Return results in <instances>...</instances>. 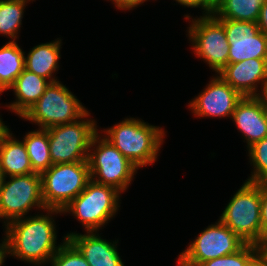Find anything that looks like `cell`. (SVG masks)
<instances>
[{"label": "cell", "instance_id": "cell-12", "mask_svg": "<svg viewBox=\"0 0 267 266\" xmlns=\"http://www.w3.org/2000/svg\"><path fill=\"white\" fill-rule=\"evenodd\" d=\"M229 43L228 64L246 59H267V36L257 22L217 19Z\"/></svg>", "mask_w": 267, "mask_h": 266}, {"label": "cell", "instance_id": "cell-29", "mask_svg": "<svg viewBox=\"0 0 267 266\" xmlns=\"http://www.w3.org/2000/svg\"><path fill=\"white\" fill-rule=\"evenodd\" d=\"M109 1V0H108ZM111 3L114 4V7H116L119 10H132L138 7L139 5H142L147 0H110Z\"/></svg>", "mask_w": 267, "mask_h": 266}, {"label": "cell", "instance_id": "cell-10", "mask_svg": "<svg viewBox=\"0 0 267 266\" xmlns=\"http://www.w3.org/2000/svg\"><path fill=\"white\" fill-rule=\"evenodd\" d=\"M3 178L0 189V220L4 226L26 217L33 208L47 209L42 198L41 176L38 173Z\"/></svg>", "mask_w": 267, "mask_h": 266}, {"label": "cell", "instance_id": "cell-32", "mask_svg": "<svg viewBox=\"0 0 267 266\" xmlns=\"http://www.w3.org/2000/svg\"><path fill=\"white\" fill-rule=\"evenodd\" d=\"M2 243H0V266L4 265L5 259H7V244L5 241V238L3 237V240H1Z\"/></svg>", "mask_w": 267, "mask_h": 266}, {"label": "cell", "instance_id": "cell-23", "mask_svg": "<svg viewBox=\"0 0 267 266\" xmlns=\"http://www.w3.org/2000/svg\"><path fill=\"white\" fill-rule=\"evenodd\" d=\"M29 0L0 1V35L18 41L22 19Z\"/></svg>", "mask_w": 267, "mask_h": 266}, {"label": "cell", "instance_id": "cell-5", "mask_svg": "<svg viewBox=\"0 0 267 266\" xmlns=\"http://www.w3.org/2000/svg\"><path fill=\"white\" fill-rule=\"evenodd\" d=\"M89 110L61 81L50 82L44 94L21 117L40 129L72 123Z\"/></svg>", "mask_w": 267, "mask_h": 266}, {"label": "cell", "instance_id": "cell-26", "mask_svg": "<svg viewBox=\"0 0 267 266\" xmlns=\"http://www.w3.org/2000/svg\"><path fill=\"white\" fill-rule=\"evenodd\" d=\"M51 266H89L80 251L67 239L51 258Z\"/></svg>", "mask_w": 267, "mask_h": 266}, {"label": "cell", "instance_id": "cell-14", "mask_svg": "<svg viewBox=\"0 0 267 266\" xmlns=\"http://www.w3.org/2000/svg\"><path fill=\"white\" fill-rule=\"evenodd\" d=\"M218 75L243 97L263 96L267 91V59L230 63Z\"/></svg>", "mask_w": 267, "mask_h": 266}, {"label": "cell", "instance_id": "cell-27", "mask_svg": "<svg viewBox=\"0 0 267 266\" xmlns=\"http://www.w3.org/2000/svg\"><path fill=\"white\" fill-rule=\"evenodd\" d=\"M261 245L267 241V181L260 182Z\"/></svg>", "mask_w": 267, "mask_h": 266}, {"label": "cell", "instance_id": "cell-37", "mask_svg": "<svg viewBox=\"0 0 267 266\" xmlns=\"http://www.w3.org/2000/svg\"><path fill=\"white\" fill-rule=\"evenodd\" d=\"M3 174H2V172L0 171V189H1V184H2V181H3Z\"/></svg>", "mask_w": 267, "mask_h": 266}, {"label": "cell", "instance_id": "cell-34", "mask_svg": "<svg viewBox=\"0 0 267 266\" xmlns=\"http://www.w3.org/2000/svg\"><path fill=\"white\" fill-rule=\"evenodd\" d=\"M213 8H215L217 6V4L221 1V0H206Z\"/></svg>", "mask_w": 267, "mask_h": 266}, {"label": "cell", "instance_id": "cell-25", "mask_svg": "<svg viewBox=\"0 0 267 266\" xmlns=\"http://www.w3.org/2000/svg\"><path fill=\"white\" fill-rule=\"evenodd\" d=\"M260 252V246L245 243L235 253L203 262L199 266H248Z\"/></svg>", "mask_w": 267, "mask_h": 266}, {"label": "cell", "instance_id": "cell-20", "mask_svg": "<svg viewBox=\"0 0 267 266\" xmlns=\"http://www.w3.org/2000/svg\"><path fill=\"white\" fill-rule=\"evenodd\" d=\"M25 52L16 41L6 42L0 48V94L8 90L25 69Z\"/></svg>", "mask_w": 267, "mask_h": 266}, {"label": "cell", "instance_id": "cell-16", "mask_svg": "<svg viewBox=\"0 0 267 266\" xmlns=\"http://www.w3.org/2000/svg\"><path fill=\"white\" fill-rule=\"evenodd\" d=\"M99 231L68 232L66 237L84 256L89 266H125L117 249V241L101 238Z\"/></svg>", "mask_w": 267, "mask_h": 266}, {"label": "cell", "instance_id": "cell-22", "mask_svg": "<svg viewBox=\"0 0 267 266\" xmlns=\"http://www.w3.org/2000/svg\"><path fill=\"white\" fill-rule=\"evenodd\" d=\"M32 169L35 173L41 174L52 164L47 129L37 128L34 131L26 132L23 137Z\"/></svg>", "mask_w": 267, "mask_h": 266}, {"label": "cell", "instance_id": "cell-33", "mask_svg": "<svg viewBox=\"0 0 267 266\" xmlns=\"http://www.w3.org/2000/svg\"><path fill=\"white\" fill-rule=\"evenodd\" d=\"M261 253L267 258V241L260 246Z\"/></svg>", "mask_w": 267, "mask_h": 266}, {"label": "cell", "instance_id": "cell-8", "mask_svg": "<svg viewBox=\"0 0 267 266\" xmlns=\"http://www.w3.org/2000/svg\"><path fill=\"white\" fill-rule=\"evenodd\" d=\"M46 208L63 210L91 180L88 161L51 165L40 174Z\"/></svg>", "mask_w": 267, "mask_h": 266}, {"label": "cell", "instance_id": "cell-21", "mask_svg": "<svg viewBox=\"0 0 267 266\" xmlns=\"http://www.w3.org/2000/svg\"><path fill=\"white\" fill-rule=\"evenodd\" d=\"M265 0H221L213 9L216 19L258 22Z\"/></svg>", "mask_w": 267, "mask_h": 266}, {"label": "cell", "instance_id": "cell-4", "mask_svg": "<svg viewBox=\"0 0 267 266\" xmlns=\"http://www.w3.org/2000/svg\"><path fill=\"white\" fill-rule=\"evenodd\" d=\"M219 220L244 243L261 246L260 182H245L231 197Z\"/></svg>", "mask_w": 267, "mask_h": 266}, {"label": "cell", "instance_id": "cell-11", "mask_svg": "<svg viewBox=\"0 0 267 266\" xmlns=\"http://www.w3.org/2000/svg\"><path fill=\"white\" fill-rule=\"evenodd\" d=\"M245 243L219 219L209 225L178 254L177 266L201 263L238 251Z\"/></svg>", "mask_w": 267, "mask_h": 266}, {"label": "cell", "instance_id": "cell-31", "mask_svg": "<svg viewBox=\"0 0 267 266\" xmlns=\"http://www.w3.org/2000/svg\"><path fill=\"white\" fill-rule=\"evenodd\" d=\"M248 266H267V258L260 252Z\"/></svg>", "mask_w": 267, "mask_h": 266}, {"label": "cell", "instance_id": "cell-3", "mask_svg": "<svg viewBox=\"0 0 267 266\" xmlns=\"http://www.w3.org/2000/svg\"><path fill=\"white\" fill-rule=\"evenodd\" d=\"M120 197L121 193L114 187L96 183L91 179L86 188L62 211L64 215L72 214L71 216L84 227L85 232L99 231L118 213Z\"/></svg>", "mask_w": 267, "mask_h": 266}, {"label": "cell", "instance_id": "cell-13", "mask_svg": "<svg viewBox=\"0 0 267 266\" xmlns=\"http://www.w3.org/2000/svg\"><path fill=\"white\" fill-rule=\"evenodd\" d=\"M213 76L206 87L187 106L198 118H231L237 103L243 96L218 74Z\"/></svg>", "mask_w": 267, "mask_h": 266}, {"label": "cell", "instance_id": "cell-28", "mask_svg": "<svg viewBox=\"0 0 267 266\" xmlns=\"http://www.w3.org/2000/svg\"><path fill=\"white\" fill-rule=\"evenodd\" d=\"M179 5L190 8H200L202 14H211L213 7L206 0H174Z\"/></svg>", "mask_w": 267, "mask_h": 266}, {"label": "cell", "instance_id": "cell-9", "mask_svg": "<svg viewBox=\"0 0 267 266\" xmlns=\"http://www.w3.org/2000/svg\"><path fill=\"white\" fill-rule=\"evenodd\" d=\"M192 17L190 14L184 17L191 19L186 35L192 51L218 74L228 64L229 43L224 26L212 14Z\"/></svg>", "mask_w": 267, "mask_h": 266}, {"label": "cell", "instance_id": "cell-2", "mask_svg": "<svg viewBox=\"0 0 267 266\" xmlns=\"http://www.w3.org/2000/svg\"><path fill=\"white\" fill-rule=\"evenodd\" d=\"M100 131L138 169L157 161L166 136L162 127L133 117Z\"/></svg>", "mask_w": 267, "mask_h": 266}, {"label": "cell", "instance_id": "cell-30", "mask_svg": "<svg viewBox=\"0 0 267 266\" xmlns=\"http://www.w3.org/2000/svg\"><path fill=\"white\" fill-rule=\"evenodd\" d=\"M257 23L260 31H262L267 36V0H265L264 4L262 5L259 20Z\"/></svg>", "mask_w": 267, "mask_h": 266}, {"label": "cell", "instance_id": "cell-35", "mask_svg": "<svg viewBox=\"0 0 267 266\" xmlns=\"http://www.w3.org/2000/svg\"><path fill=\"white\" fill-rule=\"evenodd\" d=\"M2 116L0 115V134L2 133V131L7 127V125H5L4 121L1 118Z\"/></svg>", "mask_w": 267, "mask_h": 266}, {"label": "cell", "instance_id": "cell-7", "mask_svg": "<svg viewBox=\"0 0 267 266\" xmlns=\"http://www.w3.org/2000/svg\"><path fill=\"white\" fill-rule=\"evenodd\" d=\"M88 111L72 123L47 128L52 164L87 161L93 137L98 133L97 122Z\"/></svg>", "mask_w": 267, "mask_h": 266}, {"label": "cell", "instance_id": "cell-24", "mask_svg": "<svg viewBox=\"0 0 267 266\" xmlns=\"http://www.w3.org/2000/svg\"><path fill=\"white\" fill-rule=\"evenodd\" d=\"M247 151L253 171L246 181L253 183L267 181V136L254 143Z\"/></svg>", "mask_w": 267, "mask_h": 266}, {"label": "cell", "instance_id": "cell-36", "mask_svg": "<svg viewBox=\"0 0 267 266\" xmlns=\"http://www.w3.org/2000/svg\"><path fill=\"white\" fill-rule=\"evenodd\" d=\"M263 98L265 100L266 108H267V91L264 93Z\"/></svg>", "mask_w": 267, "mask_h": 266}, {"label": "cell", "instance_id": "cell-1", "mask_svg": "<svg viewBox=\"0 0 267 266\" xmlns=\"http://www.w3.org/2000/svg\"><path fill=\"white\" fill-rule=\"evenodd\" d=\"M44 211L46 213L35 214V216L30 214L3 226L7 255L32 266L49 265L51 258L67 238L63 236V242L57 244L56 224L53 217L58 213L62 215L63 211L49 208Z\"/></svg>", "mask_w": 267, "mask_h": 266}, {"label": "cell", "instance_id": "cell-15", "mask_svg": "<svg viewBox=\"0 0 267 266\" xmlns=\"http://www.w3.org/2000/svg\"><path fill=\"white\" fill-rule=\"evenodd\" d=\"M242 134L247 149L267 136V108L263 96H245L231 116Z\"/></svg>", "mask_w": 267, "mask_h": 266}, {"label": "cell", "instance_id": "cell-17", "mask_svg": "<svg viewBox=\"0 0 267 266\" xmlns=\"http://www.w3.org/2000/svg\"><path fill=\"white\" fill-rule=\"evenodd\" d=\"M14 136L8 126L0 134V171L6 178L35 173L23 140Z\"/></svg>", "mask_w": 267, "mask_h": 266}, {"label": "cell", "instance_id": "cell-19", "mask_svg": "<svg viewBox=\"0 0 267 266\" xmlns=\"http://www.w3.org/2000/svg\"><path fill=\"white\" fill-rule=\"evenodd\" d=\"M61 46L62 40L60 38L34 46L27 55H24L25 69L48 79L50 82L59 81L54 74L60 67Z\"/></svg>", "mask_w": 267, "mask_h": 266}, {"label": "cell", "instance_id": "cell-18", "mask_svg": "<svg viewBox=\"0 0 267 266\" xmlns=\"http://www.w3.org/2000/svg\"><path fill=\"white\" fill-rule=\"evenodd\" d=\"M49 84L48 79L24 69L8 88L14 92L15 101L5 107L21 118L44 94Z\"/></svg>", "mask_w": 267, "mask_h": 266}, {"label": "cell", "instance_id": "cell-6", "mask_svg": "<svg viewBox=\"0 0 267 266\" xmlns=\"http://www.w3.org/2000/svg\"><path fill=\"white\" fill-rule=\"evenodd\" d=\"M87 161L94 182L114 187L121 194L131 185L139 170L99 132L92 139Z\"/></svg>", "mask_w": 267, "mask_h": 266}]
</instances>
